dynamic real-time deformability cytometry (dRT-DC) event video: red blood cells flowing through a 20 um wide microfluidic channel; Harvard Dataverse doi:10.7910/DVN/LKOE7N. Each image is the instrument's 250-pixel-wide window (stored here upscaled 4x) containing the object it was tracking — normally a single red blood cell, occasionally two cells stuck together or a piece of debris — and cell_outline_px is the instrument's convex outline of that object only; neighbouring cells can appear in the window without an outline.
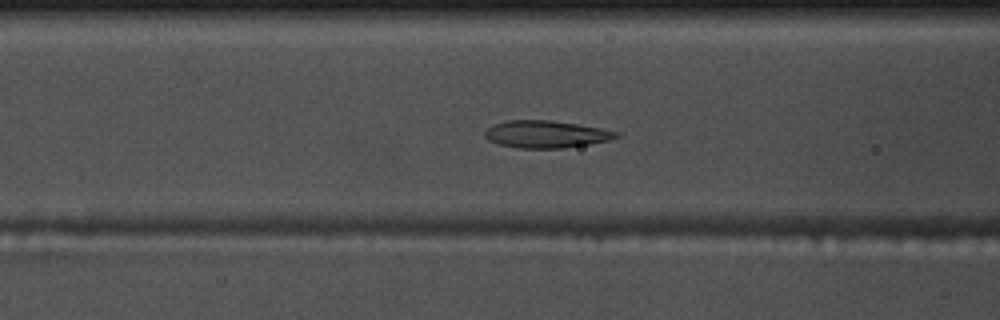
{"species": "common noctule bat (a hibernating species)", "species_latin": "Nyctalus noctula", "temperature_condition": "warm", "stored_images_in_passage": 55, "camera_frame_rate_fps": 3000, "um_per_image_px": 0.085, "animal": {"sex": "male", "body_mass_g": 17.5, "forearm_length_mm": 52.3}, "frame": {"image": 1, "passage_image": 22, "time_ms": 7.0, "image_size_px": [1000, 320], "cell_outline_px": [[620, 136], [608, 140], [588, 144], [564, 148], [520, 148], [500, 144], [488, 140], [484, 136], [484, 132], [488, 128], [496, 124], [508, 120], [552, 120], [600, 128], [620, 132]], "centroid_in_image_um": [46.42, 11.41], "position_along_channel_um": 120.2, "area_um2": 20.69}}
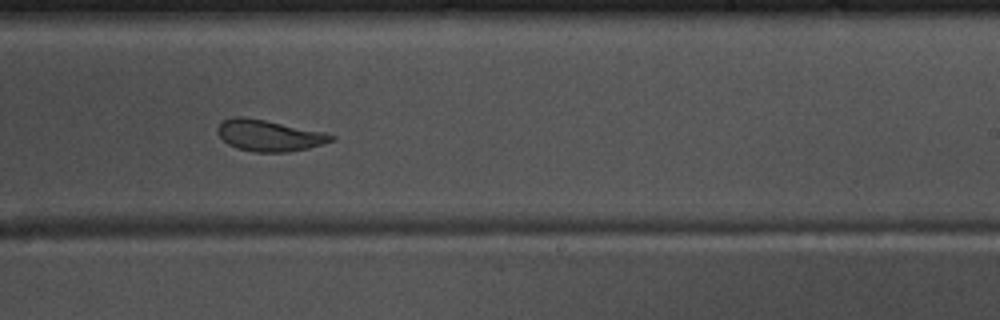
{"frame": {"image": 2, "passage_image": 34, "time_ms": 11.0, "image_size_px": [1000, 320], "cell_outline_px": [[336, 140], [324, 144], [308, 148], [288, 152], [256, 152], [236, 148], [228, 144], [216, 132], [216, 128], [224, 120], [232, 116], [244, 116], [324, 132], [336, 136]], "centroid_in_image_um": [22.88, 11.52], "position_along_channel_um": 266.1, "area_um2": 20.75}}
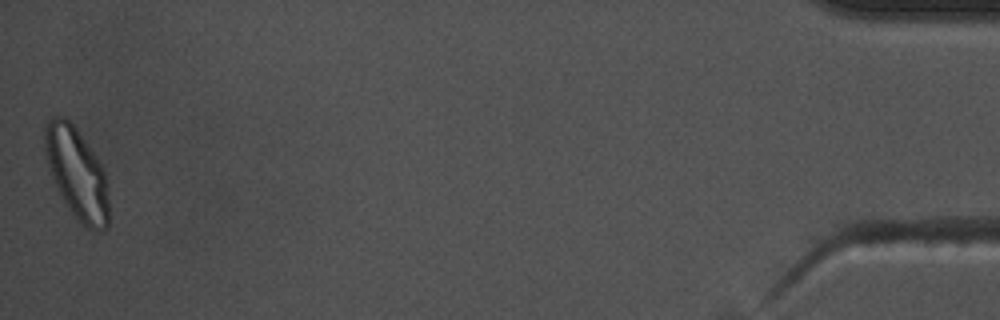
{"frame": {"image": 3, "passage_image": 55, "time_ms": 18.0, "image_size_px": [1000, 320], "cell_outline_px": [[108, 228], [88, 228], [68, 208], [52, 176], [44, 156], [44, 128], [48, 120], [52, 116], [64, 116], [72, 124], [96, 156], [104, 168], [108, 200]], "centroid_in_image_um": [6.5, 14.67], "position_along_channel_um": 428.7, "area_um2": 33.29}, "authors_computed_cell_mechanics": {"area_um2": 21.7906, "velocity_mm_per_s": 3.66, "shape_relaxation_time_tau1_ms": 7.6901, "shape_relaxation_time_tau2_ms": 1.6263, "deformation_change_tau1": 0.1926, "deformation_change_tau2": 0.0734}}